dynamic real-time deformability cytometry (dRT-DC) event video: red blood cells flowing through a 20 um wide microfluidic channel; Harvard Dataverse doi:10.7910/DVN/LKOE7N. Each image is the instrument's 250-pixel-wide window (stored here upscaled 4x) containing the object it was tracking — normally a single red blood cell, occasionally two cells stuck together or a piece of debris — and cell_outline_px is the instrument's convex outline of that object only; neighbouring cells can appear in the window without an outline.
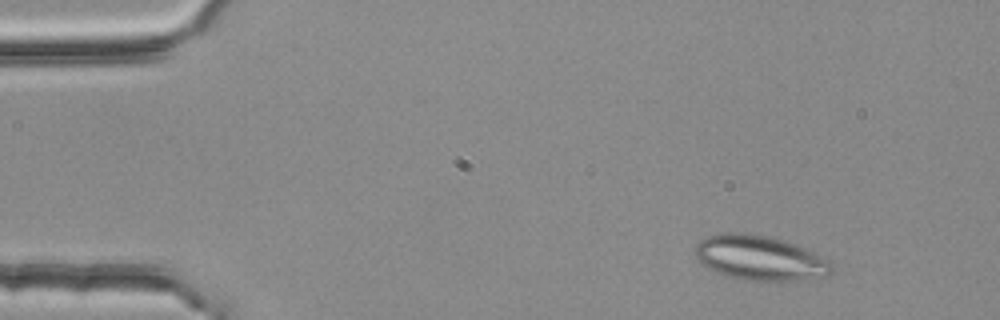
{"species": "common noctule bat (a hibernating species)", "species_latin": "Nyctalus noctula", "temperature_condition": "room temperature", "stored_images_in_passage": 4, "camera_frame_rate_fps": 3000, "um_per_image_px": 0.085, "animal": {"sex": "female", "body_mass_g": 25.1}, "frame": {"image": 1, "passage_image": 2, "time_ms": 0.333, "image_size_px": [1000, 320], "cell_outline_px": [[832, 272], [824, 276], [796, 280], [748, 280], [728, 276], [708, 268], [696, 256], [696, 244], [700, 240], [708, 236], [720, 232], [740, 232], [764, 236], [780, 240], [804, 248], [828, 260], [832, 264]], "centroid_in_image_um": [64.56, 21.92], "position_along_channel_um": 20.4, "area_um2": 34.8}}